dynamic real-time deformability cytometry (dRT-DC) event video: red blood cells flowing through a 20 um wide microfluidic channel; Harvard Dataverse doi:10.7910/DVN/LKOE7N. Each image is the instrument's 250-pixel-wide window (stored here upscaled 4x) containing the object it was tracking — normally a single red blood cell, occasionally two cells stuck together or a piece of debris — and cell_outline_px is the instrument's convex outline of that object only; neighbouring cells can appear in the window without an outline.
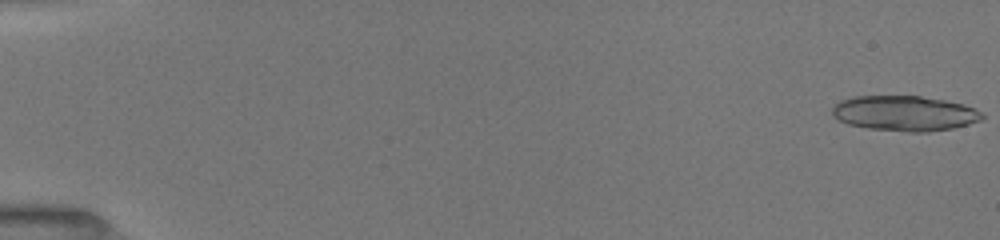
{"species": "common noctule bat (a hibernating species)", "species_latin": "Nyctalus noctula", "temperature_condition": "room temperature", "stored_images_in_passage": 17, "segment_of_instrument_passage": [1, 2], "camera_frame_rate_fps": 3000, "um_per_image_px": 0.085, "animal": {"sex": "female", "body_mass_g": 19.5, "forearm_length_mm": 54.1}, "frame": {"image": 1, "passage_image": 1, "time_ms": 0.0, "image_size_px": [1000, 240], "cell_outline_px": [[984, 116], [980, 120], [968, 124], [952, 128], [928, 132], [908, 132], [868, 128], [848, 124], [836, 120], [832, 116], [832, 108], [840, 100], [856, 96], [920, 96], [944, 100], [964, 104], [980, 112]], "centroid_in_image_um": [76.85, 9.63], "position_along_channel_um": 8.2, "area_um2": 30.69}}